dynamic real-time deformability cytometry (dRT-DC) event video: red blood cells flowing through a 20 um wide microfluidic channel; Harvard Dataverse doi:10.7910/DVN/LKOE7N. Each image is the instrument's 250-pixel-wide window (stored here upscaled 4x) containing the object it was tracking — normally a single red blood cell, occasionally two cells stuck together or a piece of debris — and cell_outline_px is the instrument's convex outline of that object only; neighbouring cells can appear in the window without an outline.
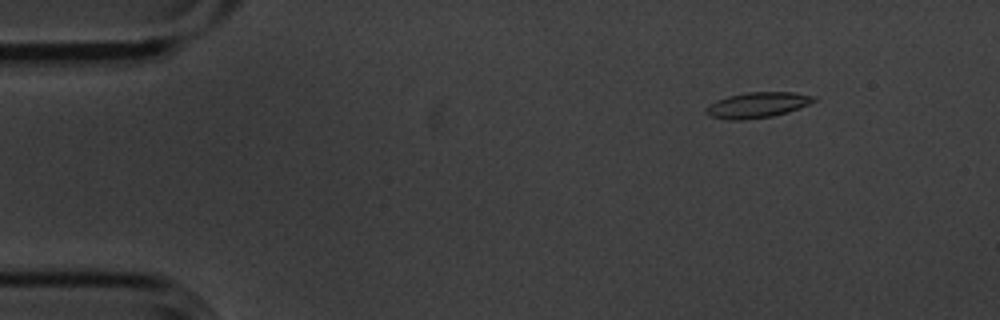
{"species": "common noctule bat (a hibernating species)", "species_latin": "Nyctalus noctula", "temperature_condition": "cold", "stored_images_in_passage": 5, "camera_frame_rate_fps": 3000, "um_per_image_px": 0.085, "animal": {"sex": "male", "body_mass_g": 20.1, "forearm_length_mm": 53.5}, "frame": {"image": 1, "passage_image": 2, "time_ms": 0.333, "image_size_px": [1000, 320], "cell_outline_px": [[816, 100], [800, 108], [788, 112], [772, 116], [744, 120], [728, 120], [708, 116], [704, 112], [704, 108], [708, 104], [716, 100], [728, 96], [744, 92], [792, 92], [816, 96]], "centroid_in_image_um": [64.32, 8.93], "position_along_channel_um": 20.7, "area_um2": 16.3}}
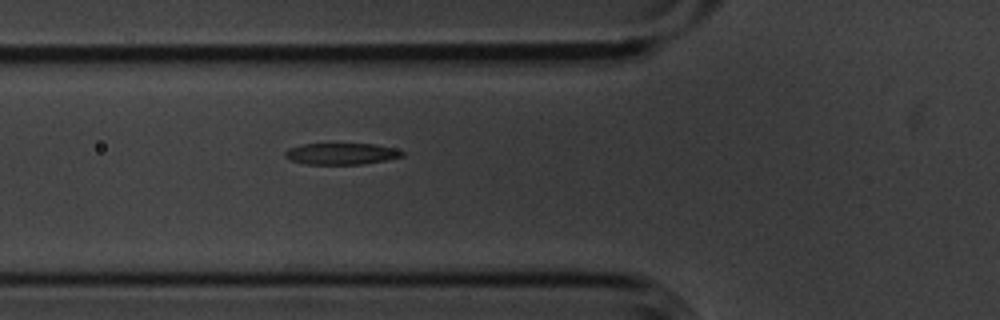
{"frame": {"image": 2, "passage_image": 5, "time_ms": 1.333, "image_size_px": [1000, 320], "cell_outline_px": [[404, 156], [364, 164], [304, 164], [292, 160], [284, 156], [284, 152], [288, 148], [304, 144], [376, 144], [396, 148], [404, 152]], "centroid_in_image_um": [29.03, 13.07], "position_along_channel_um": 96.8, "area_um2": 14.62}}